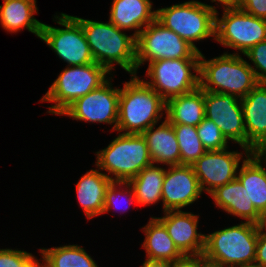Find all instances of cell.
Wrapping results in <instances>:
<instances>
[{
	"label": "cell",
	"mask_w": 266,
	"mask_h": 267,
	"mask_svg": "<svg viewBox=\"0 0 266 267\" xmlns=\"http://www.w3.org/2000/svg\"><path fill=\"white\" fill-rule=\"evenodd\" d=\"M246 149L253 151L266 138V85L257 84L241 98Z\"/></svg>",
	"instance_id": "e0dca14e"
},
{
	"label": "cell",
	"mask_w": 266,
	"mask_h": 267,
	"mask_svg": "<svg viewBox=\"0 0 266 267\" xmlns=\"http://www.w3.org/2000/svg\"><path fill=\"white\" fill-rule=\"evenodd\" d=\"M209 196L213 198L215 206L227 214L244 219V222L262 225L261 214L249 200L246 189L237 178L216 188Z\"/></svg>",
	"instance_id": "ac0fdd59"
},
{
	"label": "cell",
	"mask_w": 266,
	"mask_h": 267,
	"mask_svg": "<svg viewBox=\"0 0 266 267\" xmlns=\"http://www.w3.org/2000/svg\"><path fill=\"white\" fill-rule=\"evenodd\" d=\"M157 125H152L142 133L153 164L180 165V149L172 123L165 118Z\"/></svg>",
	"instance_id": "ffe728a7"
},
{
	"label": "cell",
	"mask_w": 266,
	"mask_h": 267,
	"mask_svg": "<svg viewBox=\"0 0 266 267\" xmlns=\"http://www.w3.org/2000/svg\"><path fill=\"white\" fill-rule=\"evenodd\" d=\"M254 71L258 84L266 85V40L257 43L243 54Z\"/></svg>",
	"instance_id": "1f68e13d"
},
{
	"label": "cell",
	"mask_w": 266,
	"mask_h": 267,
	"mask_svg": "<svg viewBox=\"0 0 266 267\" xmlns=\"http://www.w3.org/2000/svg\"><path fill=\"white\" fill-rule=\"evenodd\" d=\"M156 19L166 28L186 40L198 52L195 42L215 40L216 10L213 5L198 0H190L158 8Z\"/></svg>",
	"instance_id": "52a82bcc"
},
{
	"label": "cell",
	"mask_w": 266,
	"mask_h": 267,
	"mask_svg": "<svg viewBox=\"0 0 266 267\" xmlns=\"http://www.w3.org/2000/svg\"><path fill=\"white\" fill-rule=\"evenodd\" d=\"M196 129L202 145L207 151L223 150L229 147L228 140L212 120L205 117L203 121L196 126Z\"/></svg>",
	"instance_id": "f546056e"
},
{
	"label": "cell",
	"mask_w": 266,
	"mask_h": 267,
	"mask_svg": "<svg viewBox=\"0 0 266 267\" xmlns=\"http://www.w3.org/2000/svg\"><path fill=\"white\" fill-rule=\"evenodd\" d=\"M172 265H173V262L155 261V260L145 259L141 267H172Z\"/></svg>",
	"instance_id": "d590c367"
},
{
	"label": "cell",
	"mask_w": 266,
	"mask_h": 267,
	"mask_svg": "<svg viewBox=\"0 0 266 267\" xmlns=\"http://www.w3.org/2000/svg\"><path fill=\"white\" fill-rule=\"evenodd\" d=\"M180 149V165H193L207 150L203 147L196 127L172 124Z\"/></svg>",
	"instance_id": "83f0119b"
},
{
	"label": "cell",
	"mask_w": 266,
	"mask_h": 267,
	"mask_svg": "<svg viewBox=\"0 0 266 267\" xmlns=\"http://www.w3.org/2000/svg\"><path fill=\"white\" fill-rule=\"evenodd\" d=\"M133 203L137 205L134 189L130 183L112 181L106 190L103 214L110 212L111 209L126 212V210H128ZM120 205H125L123 210L122 206Z\"/></svg>",
	"instance_id": "f1b7e54d"
},
{
	"label": "cell",
	"mask_w": 266,
	"mask_h": 267,
	"mask_svg": "<svg viewBox=\"0 0 266 267\" xmlns=\"http://www.w3.org/2000/svg\"><path fill=\"white\" fill-rule=\"evenodd\" d=\"M262 216V224L266 225V209L265 211L261 214Z\"/></svg>",
	"instance_id": "f35d334b"
},
{
	"label": "cell",
	"mask_w": 266,
	"mask_h": 267,
	"mask_svg": "<svg viewBox=\"0 0 266 267\" xmlns=\"http://www.w3.org/2000/svg\"><path fill=\"white\" fill-rule=\"evenodd\" d=\"M254 266L266 267V225L264 224L260 225L258 228Z\"/></svg>",
	"instance_id": "836d02e7"
},
{
	"label": "cell",
	"mask_w": 266,
	"mask_h": 267,
	"mask_svg": "<svg viewBox=\"0 0 266 267\" xmlns=\"http://www.w3.org/2000/svg\"><path fill=\"white\" fill-rule=\"evenodd\" d=\"M172 267H209L203 256H186L174 262Z\"/></svg>",
	"instance_id": "e575fe53"
},
{
	"label": "cell",
	"mask_w": 266,
	"mask_h": 267,
	"mask_svg": "<svg viewBox=\"0 0 266 267\" xmlns=\"http://www.w3.org/2000/svg\"><path fill=\"white\" fill-rule=\"evenodd\" d=\"M259 226L241 221L206 234L202 256L209 267L254 266Z\"/></svg>",
	"instance_id": "3957f363"
},
{
	"label": "cell",
	"mask_w": 266,
	"mask_h": 267,
	"mask_svg": "<svg viewBox=\"0 0 266 267\" xmlns=\"http://www.w3.org/2000/svg\"><path fill=\"white\" fill-rule=\"evenodd\" d=\"M36 0H3L0 5V25L9 33H17L23 29L35 34L39 39L43 22L37 20Z\"/></svg>",
	"instance_id": "7402d4cb"
},
{
	"label": "cell",
	"mask_w": 266,
	"mask_h": 267,
	"mask_svg": "<svg viewBox=\"0 0 266 267\" xmlns=\"http://www.w3.org/2000/svg\"><path fill=\"white\" fill-rule=\"evenodd\" d=\"M265 163V164H264ZM266 159L250 154L241 164L237 179L246 189L249 200L262 214L266 209Z\"/></svg>",
	"instance_id": "d4e9b609"
},
{
	"label": "cell",
	"mask_w": 266,
	"mask_h": 267,
	"mask_svg": "<svg viewBox=\"0 0 266 267\" xmlns=\"http://www.w3.org/2000/svg\"><path fill=\"white\" fill-rule=\"evenodd\" d=\"M211 3H216L218 7L237 6L238 0H210Z\"/></svg>",
	"instance_id": "74e56055"
},
{
	"label": "cell",
	"mask_w": 266,
	"mask_h": 267,
	"mask_svg": "<svg viewBox=\"0 0 266 267\" xmlns=\"http://www.w3.org/2000/svg\"><path fill=\"white\" fill-rule=\"evenodd\" d=\"M40 102H52L47 113L60 115L77 99L102 85L111 75L104 66L91 63L65 66Z\"/></svg>",
	"instance_id": "8992f818"
},
{
	"label": "cell",
	"mask_w": 266,
	"mask_h": 267,
	"mask_svg": "<svg viewBox=\"0 0 266 267\" xmlns=\"http://www.w3.org/2000/svg\"><path fill=\"white\" fill-rule=\"evenodd\" d=\"M156 217L166 228L178 250L186 256H202L206 234L198 233L199 214L187 211H166Z\"/></svg>",
	"instance_id": "2e32d148"
},
{
	"label": "cell",
	"mask_w": 266,
	"mask_h": 267,
	"mask_svg": "<svg viewBox=\"0 0 266 267\" xmlns=\"http://www.w3.org/2000/svg\"><path fill=\"white\" fill-rule=\"evenodd\" d=\"M43 260L35 255L19 249H0V267H44Z\"/></svg>",
	"instance_id": "4dcf8cb0"
},
{
	"label": "cell",
	"mask_w": 266,
	"mask_h": 267,
	"mask_svg": "<svg viewBox=\"0 0 266 267\" xmlns=\"http://www.w3.org/2000/svg\"><path fill=\"white\" fill-rule=\"evenodd\" d=\"M112 180L99 168L86 172L76 183V197L87 219L103 215L106 190Z\"/></svg>",
	"instance_id": "44dd1931"
},
{
	"label": "cell",
	"mask_w": 266,
	"mask_h": 267,
	"mask_svg": "<svg viewBox=\"0 0 266 267\" xmlns=\"http://www.w3.org/2000/svg\"><path fill=\"white\" fill-rule=\"evenodd\" d=\"M216 10L215 41L244 54L257 43L266 40V20L257 18L237 6ZM239 52V53H238Z\"/></svg>",
	"instance_id": "8fae6325"
},
{
	"label": "cell",
	"mask_w": 266,
	"mask_h": 267,
	"mask_svg": "<svg viewBox=\"0 0 266 267\" xmlns=\"http://www.w3.org/2000/svg\"><path fill=\"white\" fill-rule=\"evenodd\" d=\"M165 118L172 124L198 126L205 118L204 90L175 96L166 101Z\"/></svg>",
	"instance_id": "cb8c5ba5"
},
{
	"label": "cell",
	"mask_w": 266,
	"mask_h": 267,
	"mask_svg": "<svg viewBox=\"0 0 266 267\" xmlns=\"http://www.w3.org/2000/svg\"><path fill=\"white\" fill-rule=\"evenodd\" d=\"M252 154L266 159V138L252 151Z\"/></svg>",
	"instance_id": "8d00e7d4"
},
{
	"label": "cell",
	"mask_w": 266,
	"mask_h": 267,
	"mask_svg": "<svg viewBox=\"0 0 266 267\" xmlns=\"http://www.w3.org/2000/svg\"><path fill=\"white\" fill-rule=\"evenodd\" d=\"M165 172V167L151 164L129 181L134 189L137 206L146 207L162 201V186Z\"/></svg>",
	"instance_id": "484cf974"
},
{
	"label": "cell",
	"mask_w": 266,
	"mask_h": 267,
	"mask_svg": "<svg viewBox=\"0 0 266 267\" xmlns=\"http://www.w3.org/2000/svg\"><path fill=\"white\" fill-rule=\"evenodd\" d=\"M110 76L102 85L71 104L61 116L88 123H105L113 125L111 131H116L118 123V108L120 88L113 87Z\"/></svg>",
	"instance_id": "7c38bea8"
},
{
	"label": "cell",
	"mask_w": 266,
	"mask_h": 267,
	"mask_svg": "<svg viewBox=\"0 0 266 267\" xmlns=\"http://www.w3.org/2000/svg\"><path fill=\"white\" fill-rule=\"evenodd\" d=\"M200 55L201 52L155 19L136 37L135 75L146 62L149 64L160 59L200 58Z\"/></svg>",
	"instance_id": "30bf717a"
},
{
	"label": "cell",
	"mask_w": 266,
	"mask_h": 267,
	"mask_svg": "<svg viewBox=\"0 0 266 267\" xmlns=\"http://www.w3.org/2000/svg\"><path fill=\"white\" fill-rule=\"evenodd\" d=\"M243 151V153L238 150L229 151V147L206 151L193 163L192 167L203 193L210 194L216 188L237 178L240 164L252 153L248 149Z\"/></svg>",
	"instance_id": "4fadbf2b"
},
{
	"label": "cell",
	"mask_w": 266,
	"mask_h": 267,
	"mask_svg": "<svg viewBox=\"0 0 266 267\" xmlns=\"http://www.w3.org/2000/svg\"><path fill=\"white\" fill-rule=\"evenodd\" d=\"M141 230L145 234L142 248L146 251V259L174 263L185 257L175 246L165 226L156 217H150Z\"/></svg>",
	"instance_id": "603a6c76"
},
{
	"label": "cell",
	"mask_w": 266,
	"mask_h": 267,
	"mask_svg": "<svg viewBox=\"0 0 266 267\" xmlns=\"http://www.w3.org/2000/svg\"><path fill=\"white\" fill-rule=\"evenodd\" d=\"M205 117L212 120L225 138L244 150L246 130L241 98L235 95L204 91Z\"/></svg>",
	"instance_id": "5bb4252c"
},
{
	"label": "cell",
	"mask_w": 266,
	"mask_h": 267,
	"mask_svg": "<svg viewBox=\"0 0 266 267\" xmlns=\"http://www.w3.org/2000/svg\"><path fill=\"white\" fill-rule=\"evenodd\" d=\"M44 267H99L96 261L78 244L39 249Z\"/></svg>",
	"instance_id": "4316f807"
},
{
	"label": "cell",
	"mask_w": 266,
	"mask_h": 267,
	"mask_svg": "<svg viewBox=\"0 0 266 267\" xmlns=\"http://www.w3.org/2000/svg\"><path fill=\"white\" fill-rule=\"evenodd\" d=\"M95 155V166L106 171L103 173L112 181L129 182L145 167L153 164L142 134L118 132V136Z\"/></svg>",
	"instance_id": "5b68a950"
},
{
	"label": "cell",
	"mask_w": 266,
	"mask_h": 267,
	"mask_svg": "<svg viewBox=\"0 0 266 267\" xmlns=\"http://www.w3.org/2000/svg\"><path fill=\"white\" fill-rule=\"evenodd\" d=\"M120 87L117 129L123 134H142L165 115L166 101L142 78L129 75ZM164 112V113H163Z\"/></svg>",
	"instance_id": "7a4b0ae2"
},
{
	"label": "cell",
	"mask_w": 266,
	"mask_h": 267,
	"mask_svg": "<svg viewBox=\"0 0 266 267\" xmlns=\"http://www.w3.org/2000/svg\"><path fill=\"white\" fill-rule=\"evenodd\" d=\"M167 168L162 186L163 212L191 206L203 194L193 167L174 165Z\"/></svg>",
	"instance_id": "9a60e30c"
},
{
	"label": "cell",
	"mask_w": 266,
	"mask_h": 267,
	"mask_svg": "<svg viewBox=\"0 0 266 267\" xmlns=\"http://www.w3.org/2000/svg\"><path fill=\"white\" fill-rule=\"evenodd\" d=\"M199 59H160L150 62L145 74L148 81L142 79L165 101L190 93L199 87Z\"/></svg>",
	"instance_id": "ba28073f"
},
{
	"label": "cell",
	"mask_w": 266,
	"mask_h": 267,
	"mask_svg": "<svg viewBox=\"0 0 266 267\" xmlns=\"http://www.w3.org/2000/svg\"><path fill=\"white\" fill-rule=\"evenodd\" d=\"M258 84L248 61L240 54L224 52L206 60L199 59V87L204 91L244 98Z\"/></svg>",
	"instance_id": "277c9868"
},
{
	"label": "cell",
	"mask_w": 266,
	"mask_h": 267,
	"mask_svg": "<svg viewBox=\"0 0 266 267\" xmlns=\"http://www.w3.org/2000/svg\"><path fill=\"white\" fill-rule=\"evenodd\" d=\"M82 26L95 63L110 73L119 65L130 75H135L136 37L128 35L109 20L100 22L73 16Z\"/></svg>",
	"instance_id": "6da1fadb"
},
{
	"label": "cell",
	"mask_w": 266,
	"mask_h": 267,
	"mask_svg": "<svg viewBox=\"0 0 266 267\" xmlns=\"http://www.w3.org/2000/svg\"><path fill=\"white\" fill-rule=\"evenodd\" d=\"M53 21L61 27L43 23L40 39L55 52L67 66L95 63L81 24L71 15L59 13Z\"/></svg>",
	"instance_id": "9c48e42d"
},
{
	"label": "cell",
	"mask_w": 266,
	"mask_h": 267,
	"mask_svg": "<svg viewBox=\"0 0 266 267\" xmlns=\"http://www.w3.org/2000/svg\"><path fill=\"white\" fill-rule=\"evenodd\" d=\"M151 0H112L109 21L119 29L134 30L135 37L156 19Z\"/></svg>",
	"instance_id": "d6986e66"
},
{
	"label": "cell",
	"mask_w": 266,
	"mask_h": 267,
	"mask_svg": "<svg viewBox=\"0 0 266 267\" xmlns=\"http://www.w3.org/2000/svg\"><path fill=\"white\" fill-rule=\"evenodd\" d=\"M237 7L252 16L266 20V0H238Z\"/></svg>",
	"instance_id": "d6a6232c"
}]
</instances>
